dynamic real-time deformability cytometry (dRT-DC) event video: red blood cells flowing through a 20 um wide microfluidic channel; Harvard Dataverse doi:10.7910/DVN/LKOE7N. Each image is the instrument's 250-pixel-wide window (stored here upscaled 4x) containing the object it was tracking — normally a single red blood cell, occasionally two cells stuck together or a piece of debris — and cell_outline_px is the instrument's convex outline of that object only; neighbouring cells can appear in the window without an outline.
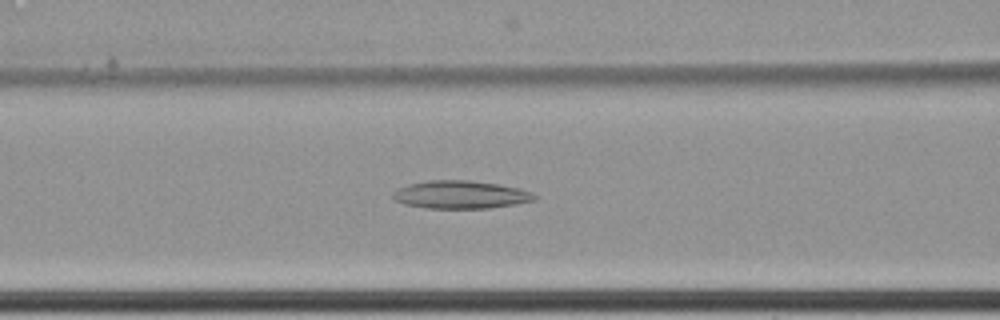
{"species": "common noctule bat (a hibernating species)", "species_latin": "Nyctalus noctula", "temperature_condition": "cold", "stored_images_in_passage": 58, "camera_frame_rate_fps": 3000, "um_per_image_px": 0.085, "animal": {"sex": "female", "body_mass_g": 22.7, "forearm_length_mm": 54.2}, "frame": {"image": 1, "passage_image": 24, "time_ms": 7.667, "image_size_px": [1000, 320], "cell_outline_px": [[536, 200], [516, 204], [488, 208], [428, 208], [404, 204], [396, 200], [392, 196], [392, 192], [408, 184], [428, 180], [468, 180], [496, 184], [520, 188], [532, 192], [536, 196]], "centroid_in_image_um": [39.16, 16.54], "position_along_channel_um": 127.4, "area_um2": 22.95}}
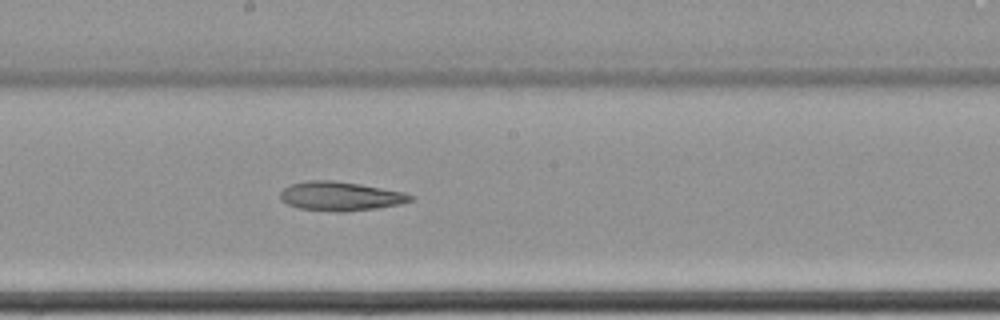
{"frame": {"image": 2, "passage_image": 32, "time_ms": 10.333, "image_size_px": [1000, 320], "cell_outline_px": [[416, 196], [412, 200], [400, 204], [376, 208], [344, 212], [336, 212], [300, 208], [288, 204], [280, 200], [280, 192], [284, 188], [292, 184], [308, 180], [332, 180], [360, 184], [404, 192]], "centroid_in_image_um": [28.94, 16.67], "position_along_channel_um": 219.3, "area_um2": 22.02}}
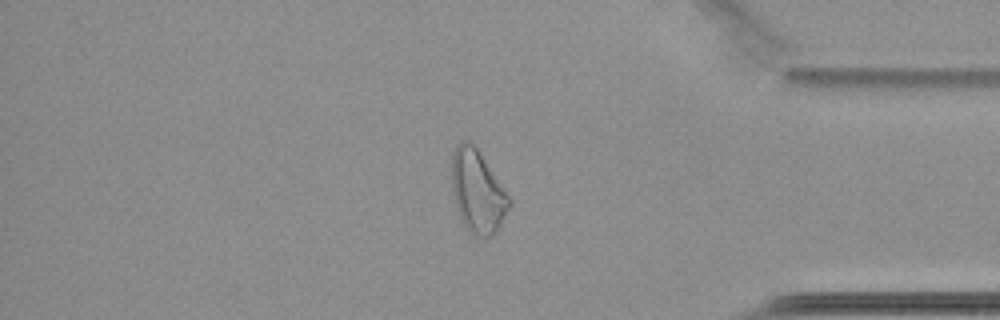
{"frame": {"image": 3, "passage_image": 49, "time_ms": 16.0, "image_size_px": [1000, 320], "cell_outline_px": [[512, 204], [496, 232], [492, 236], [472, 236], [468, 232], [456, 208], [452, 188], [452, 152], [456, 144], [460, 140], [468, 140], [476, 148], [512, 200]], "centroid_in_image_um": [40.58, 16.29], "position_along_channel_um": 394.6, "area_um2": 27.57}}